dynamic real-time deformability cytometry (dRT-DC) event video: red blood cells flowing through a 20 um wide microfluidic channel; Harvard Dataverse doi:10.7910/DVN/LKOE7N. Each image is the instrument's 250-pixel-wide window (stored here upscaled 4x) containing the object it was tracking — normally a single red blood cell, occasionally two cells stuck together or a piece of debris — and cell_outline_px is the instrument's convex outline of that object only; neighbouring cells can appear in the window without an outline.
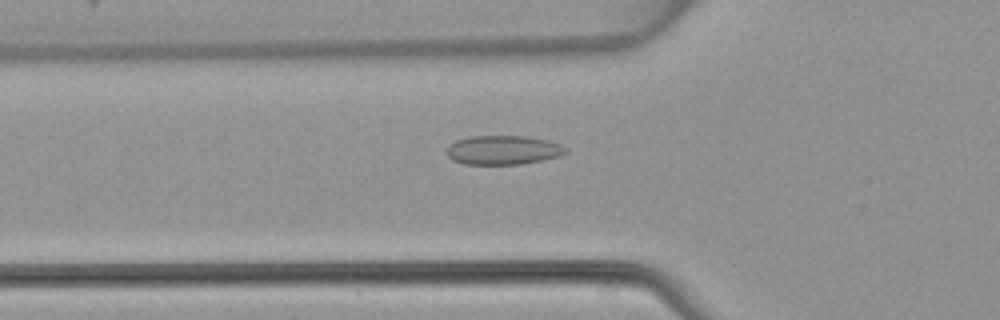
{"species": "common noctule bat (a hibernating species)", "species_latin": "Nyctalus noctula", "temperature_condition": "warm", "stored_images_in_passage": 48, "camera_frame_rate_fps": 3000, "um_per_image_px": 0.085, "animal": {"sex": "female", "body_mass_g": 22.7, "forearm_length_mm": 54.2}, "frame": {"image": 1, "passage_image": 17, "time_ms": 5.333, "image_size_px": [1000, 320], "cell_outline_px": [[568, 152], [560, 156], [544, 160], [520, 164], [464, 164], [452, 160], [448, 156], [448, 148], [456, 140], [472, 136], [524, 136], [548, 140], [560, 144], [568, 148]], "centroid_in_image_um": [42.82, 12.76], "position_along_channel_um": 83.0, "area_um2": 20.17}}
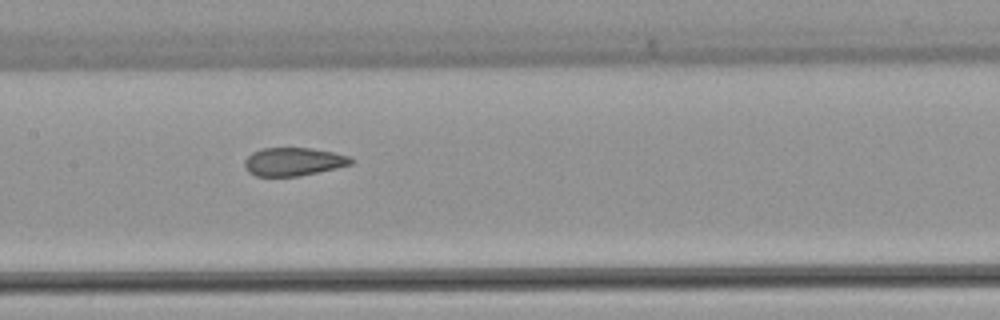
{"frame": {"image": 2, "passage_image": 24, "time_ms": 7.667, "image_size_px": [1000, 320], "cell_outline_px": [[356, 160], [352, 164], [336, 168], [296, 176], [256, 176], [248, 172], [244, 168], [244, 160], [252, 152], [260, 148], [312, 148], [332, 152], [348, 156]], "centroid_in_image_um": [24.91, 13.73], "position_along_channel_um": 182.5, "area_um2": 17.51}}
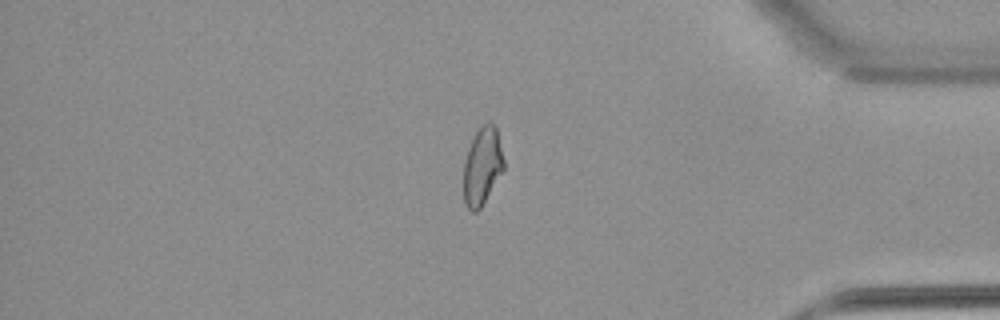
{"frame": {"image": 3, "passage_image": 41, "time_ms": 13.333, "image_size_px": [1000, 320], "cell_outline_px": [[504, 168], [480, 208], [476, 212], [472, 212], [468, 208], [464, 200], [464, 160], [468, 148], [476, 132], [484, 124], [492, 124], [496, 128], [504, 160]], "centroid_in_image_um": [40.98, 14.14], "position_along_channel_um": 394.2, "area_um2": 17.69}}